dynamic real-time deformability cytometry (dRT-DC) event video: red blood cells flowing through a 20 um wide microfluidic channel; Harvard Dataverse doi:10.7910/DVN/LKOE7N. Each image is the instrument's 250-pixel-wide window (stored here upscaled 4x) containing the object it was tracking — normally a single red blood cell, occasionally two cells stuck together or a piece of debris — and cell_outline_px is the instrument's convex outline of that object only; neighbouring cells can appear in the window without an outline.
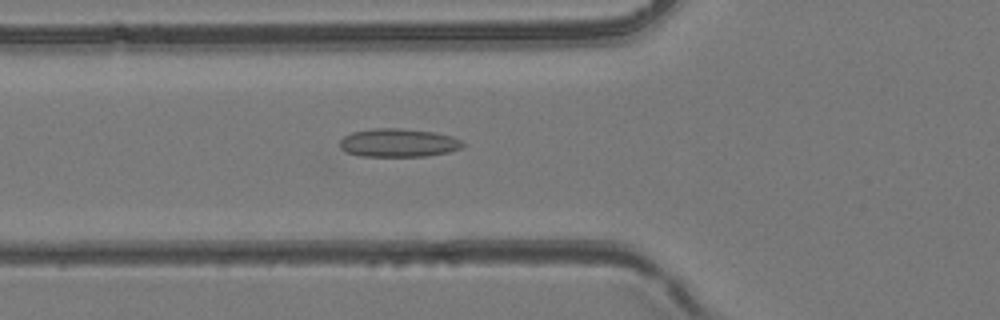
{"species": "common noctule bat (a hibernating species)", "species_latin": "Nyctalus noctula", "temperature_condition": "room temperature", "stored_images_in_passage": 48, "camera_frame_rate_fps": 3000, "um_per_image_px": 0.085, "animal": {"sex": "female", "body_mass_g": 24.6, "forearm_length_mm": 56.2}, "frame": {"image": 1, "passage_image": 18, "time_ms": 5.667, "image_size_px": [1000, 320], "cell_outline_px": [[468, 144], [464, 148], [448, 152], [428, 156], [360, 156], [344, 152], [340, 148], [340, 140], [344, 136], [352, 132], [372, 128], [400, 128], [432, 132], [452, 136]], "centroid_in_image_um": [33.88, 12.14], "position_along_channel_um": 91.9, "area_um2": 20.58}}
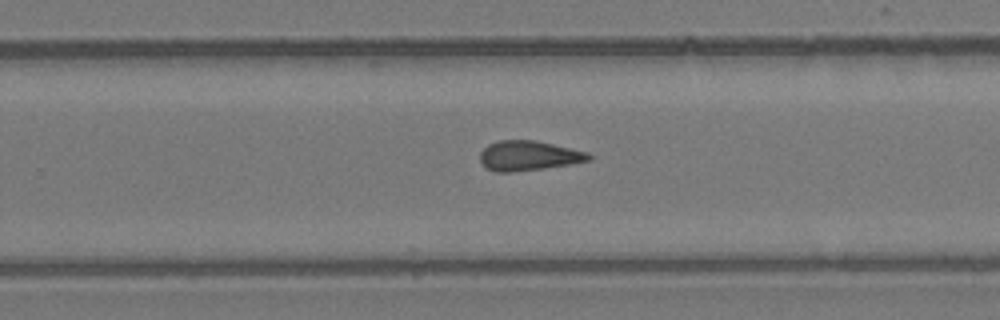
{"frame": {"image": 2, "passage_image": 31, "time_ms": 10.0, "image_size_px": [1000, 320], "cell_outline_px": [[592, 160], [572, 164], [544, 168], [512, 172], [496, 172], [484, 168], [480, 160], [480, 152], [488, 144], [500, 140], [532, 140], [552, 144], [588, 152], [592, 156]], "centroid_in_image_um": [44.92, 13.24], "position_along_channel_um": 284.9, "area_um2": 18.96}}
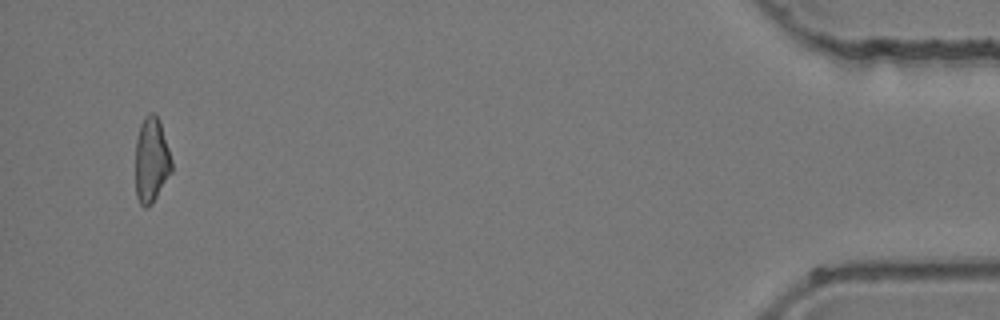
{"frame": {"image": 3, "passage_image": 46, "time_ms": 15.0, "image_size_px": [1000, 320], "cell_outline_px": [[172, 172], [152, 204], [148, 208], [144, 208], [140, 204], [136, 196], [136, 136], [140, 124], [144, 116], [148, 112], [156, 112], [160, 120], [172, 160]], "centroid_in_image_um": [12.87, 13.58], "position_along_channel_um": 422.3, "area_um2": 18.38}}